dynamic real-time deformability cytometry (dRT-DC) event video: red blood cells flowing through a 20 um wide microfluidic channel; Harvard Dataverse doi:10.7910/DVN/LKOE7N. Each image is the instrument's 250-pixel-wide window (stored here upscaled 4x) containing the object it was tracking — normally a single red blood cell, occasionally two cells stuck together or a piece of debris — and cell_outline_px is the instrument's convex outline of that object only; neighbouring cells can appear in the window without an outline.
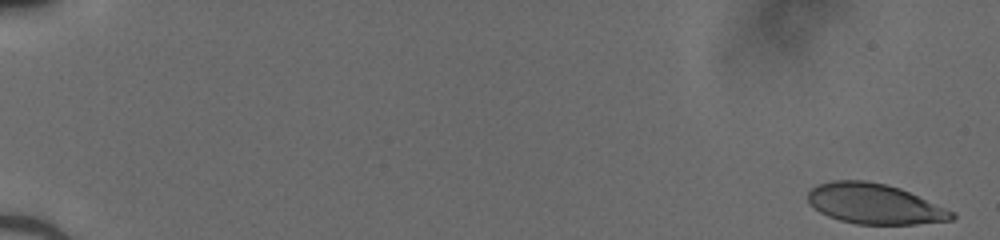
{"species": "human", "species_latin": "Homo sapiens", "temperature_condition": "cold", "stored_images_in_passage": 51, "camera_frame_rate_fps": 3000, "um_per_image_px": 0.085, "donor": {"sex": "male"}, "frame": {"image": 1, "passage_image": 1, "time_ms": 0.0, "image_size_px": [1000, 240], "cell_outline_px": [[956, 216], [952, 220], [916, 224], [856, 224], [840, 220], [828, 216], [820, 212], [808, 200], [808, 192], [816, 184], [832, 180], [864, 180], [884, 184], [900, 188], [944, 208], [952, 212]], "centroid_in_image_um": [74.29, 17.32], "position_along_channel_um": 10.7, "area_um2": 33.35}}
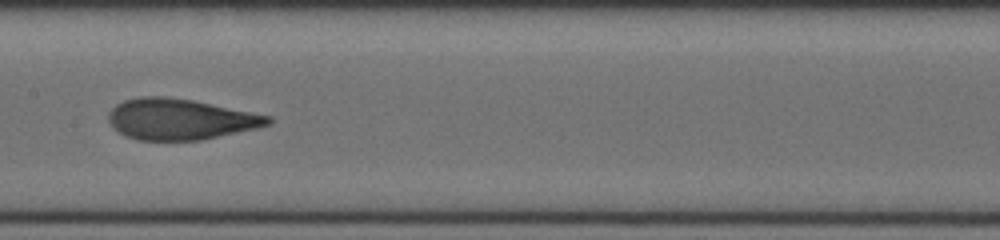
{"frame": {"image": 2, "passage_image": 28, "time_ms": 9.0, "image_size_px": [1000, 240], "cell_outline_px": [[272, 120], [268, 124], [256, 128], [200, 140], [136, 140], [120, 132], [108, 120], [108, 112], [116, 104], [124, 100], [140, 96], [164, 96], [192, 100], [272, 116]], "centroid_in_image_um": [15.3, 10.12], "position_along_channel_um": 192.1, "area_um2": 37.69}}
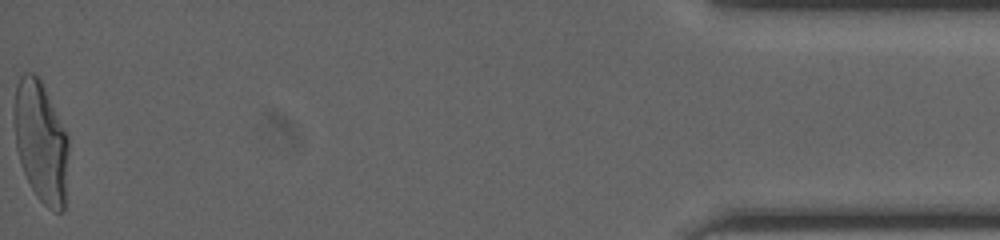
{"frame": {"image": 3, "passage_image": 51, "time_ms": 16.667, "image_size_px": [1000, 240], "cell_outline_px": [[68, 152], [64, 212], [56, 212], [48, 208], [36, 196], [24, 172], [16, 148], [12, 116], [16, 84], [20, 76], [24, 72], [32, 72], [40, 80], [68, 136]], "centroid_in_image_um": [3.45, 12.05], "position_along_channel_um": 431.8, "area_um2": 38.44}}